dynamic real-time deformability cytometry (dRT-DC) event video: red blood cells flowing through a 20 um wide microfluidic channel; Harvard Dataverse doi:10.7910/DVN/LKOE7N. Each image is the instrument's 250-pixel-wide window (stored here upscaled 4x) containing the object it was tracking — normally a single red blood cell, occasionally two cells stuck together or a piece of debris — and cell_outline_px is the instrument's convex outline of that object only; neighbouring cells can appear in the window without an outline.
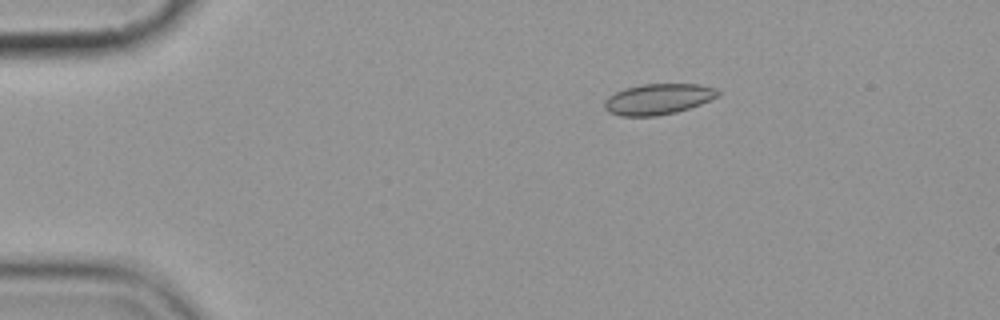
{"species": "common noctule bat (a hibernating species)", "species_latin": "Nyctalus noctula", "temperature_condition": "cold", "stored_images_in_passage": 4, "camera_frame_rate_fps": 3000, "um_per_image_px": 0.085, "animal": {"sex": "female", "body_mass_g": 19.9}, "frame": {"image": 1, "passage_image": 2, "time_ms": 1.333, "image_size_px": [1000, 320], "cell_outline_px": [[720, 96], [700, 104], [676, 112], [656, 116], [620, 116], [608, 112], [604, 108], [604, 100], [608, 96], [624, 88], [644, 84], [700, 84], [716, 88], [720, 92]], "centroid_in_image_um": [55.93, 8.42], "position_along_channel_um": 29.1, "area_um2": 20.46}}
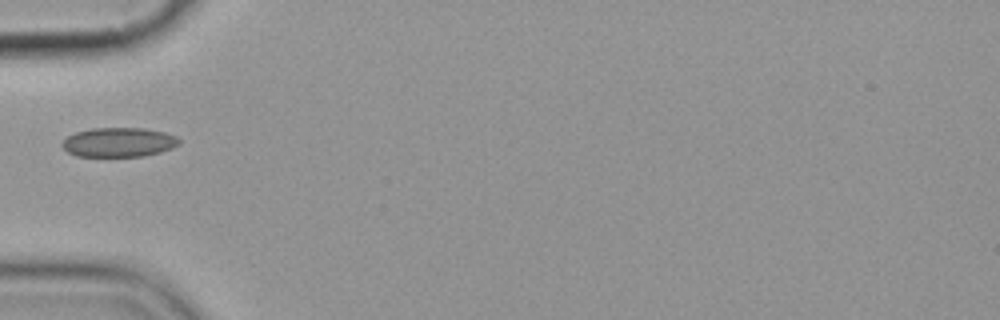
{"frame": {"image": 2, "passage_image": 4, "time_ms": 4.333, "image_size_px": [1000, 320], "cell_outline_px": [[180, 144], [172, 148], [160, 152], [144, 156], [76, 156], [68, 152], [60, 144], [68, 136], [76, 132], [92, 128], [144, 128], [164, 132], [176, 136], [180, 140]], "centroid_in_image_um": [10.11, 12.09], "position_along_channel_um": 74.9, "area_um2": 20.0}}